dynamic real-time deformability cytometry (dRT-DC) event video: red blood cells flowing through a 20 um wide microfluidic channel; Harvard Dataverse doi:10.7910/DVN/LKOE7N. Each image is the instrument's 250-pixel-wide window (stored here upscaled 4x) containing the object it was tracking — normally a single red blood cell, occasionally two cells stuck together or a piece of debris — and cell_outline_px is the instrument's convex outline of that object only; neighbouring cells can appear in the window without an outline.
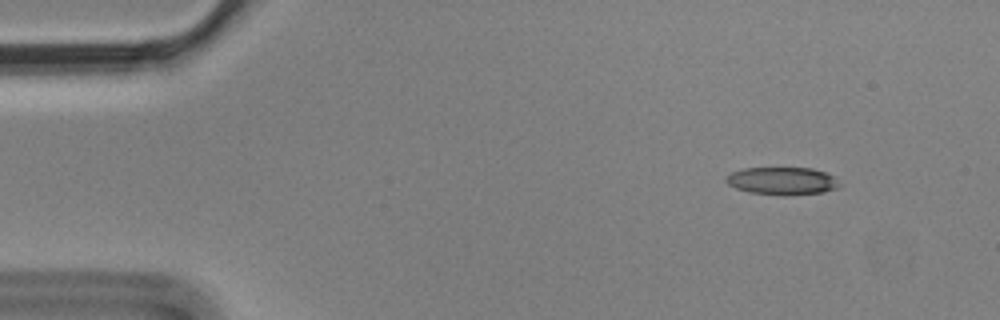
{"species": "Egyptian fruit bat (a non-hibernating species)", "species_latin": "Rousettus aegyptiacus", "temperature_condition": "cold", "stored_images_in_passage": 8, "camera_frame_rate_fps": 3000, "um_per_image_px": 0.085, "animal": {"sex": "male"}, "frame": {"image": 1, "passage_image": 1, "time_ms": 0.0, "image_size_px": [1000, 320], "cell_outline_px": [[840, 184], [836, 188], [824, 192], [788, 196], [784, 196], [748, 192], [736, 188], [728, 184], [724, 180], [732, 172], [744, 168], [812, 168], [824, 172], [832, 176]], "centroid_in_image_um": [66.47, 15.39], "position_along_channel_um": 18.5, "area_um2": 18.26}}
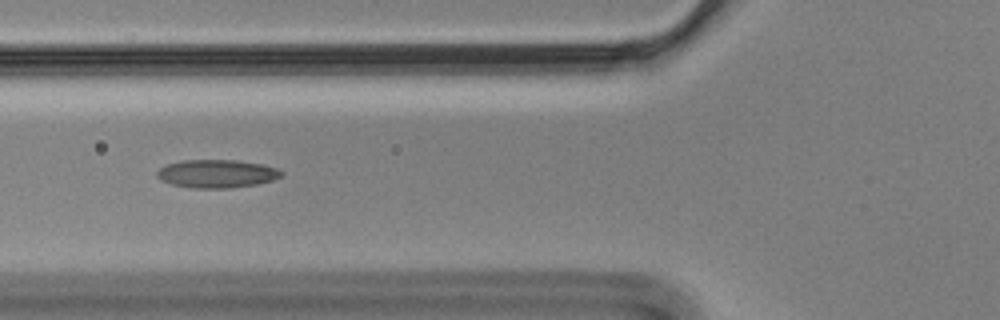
{"frame": {"image": 2, "passage_image": 5, "time_ms": 1.333, "image_size_px": [1000, 320], "cell_outline_px": [[284, 172], [280, 176], [272, 180], [256, 184], [232, 188], [192, 188], [172, 184], [160, 180], [156, 176], [156, 172], [160, 168], [168, 164], [180, 160], [236, 160], [264, 164], [276, 168]], "centroid_in_image_um": [18.41, 14.76], "position_along_channel_um": 107.4, "area_um2": 20.46}}
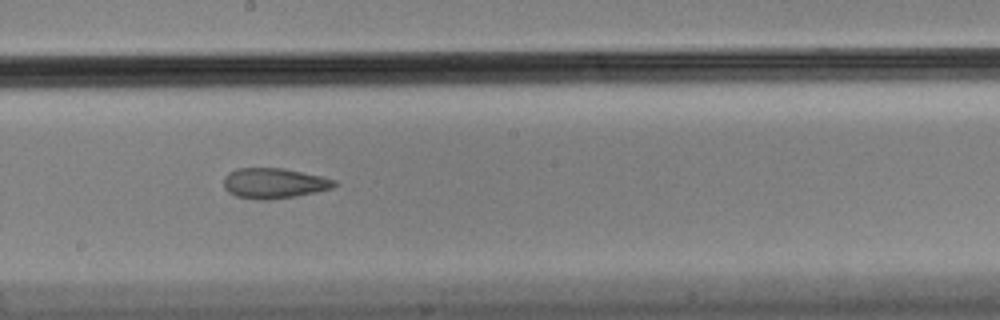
{"frame": {"image": 3, "passage_image": 8, "time_ms": 2.333, "image_size_px": [1000, 320], "cell_outline_px": [[336, 184], [332, 188], [316, 192], [296, 196], [268, 200], [260, 200], [236, 196], [228, 192], [224, 188], [224, 176], [228, 172], [236, 168], [284, 168], [320, 176], [336, 180]], "centroid_in_image_um": [23.26, 15.57], "position_along_channel_um": 224.9, "area_um2": 19.59}}